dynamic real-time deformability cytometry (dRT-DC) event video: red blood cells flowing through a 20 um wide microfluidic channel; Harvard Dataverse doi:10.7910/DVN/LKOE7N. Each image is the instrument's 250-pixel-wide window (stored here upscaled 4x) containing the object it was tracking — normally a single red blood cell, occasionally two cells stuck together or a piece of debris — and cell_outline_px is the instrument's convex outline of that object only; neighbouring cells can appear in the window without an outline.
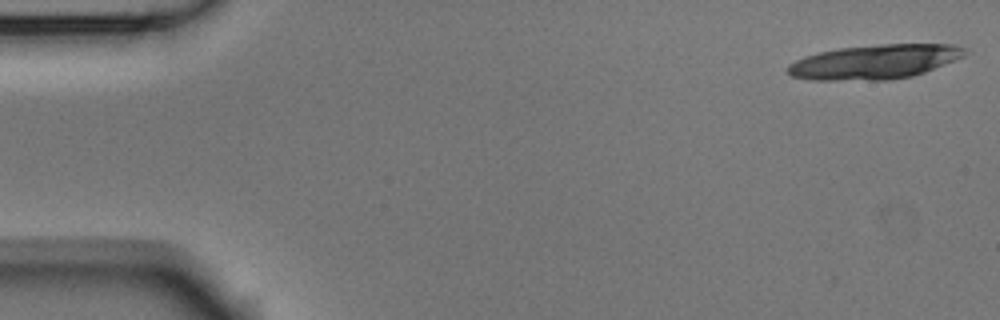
{"species": "Egyptian fruit bat (a non-hibernating species)", "species_latin": "Rousettus aegyptiacus", "temperature_condition": "room temperature", "stored_images_in_passage": 20, "camera_frame_rate_fps": 3000, "um_per_image_px": 0.085, "animal": {"sex": "male"}, "frame": {"image": 1, "passage_image": 1, "time_ms": 0.0, "image_size_px": [1000, 320], "cell_outline_px": [[972, 52], [964, 56], [924, 72], [912, 76], [888, 80], [812, 80], [792, 76], [784, 68], [788, 64], [804, 56], [820, 52], [840, 48], [880, 44], [952, 44], [968, 48]], "centroid_in_image_um": [74.36, 5.25], "position_along_channel_um": 10.6, "area_um2": 35.66}}